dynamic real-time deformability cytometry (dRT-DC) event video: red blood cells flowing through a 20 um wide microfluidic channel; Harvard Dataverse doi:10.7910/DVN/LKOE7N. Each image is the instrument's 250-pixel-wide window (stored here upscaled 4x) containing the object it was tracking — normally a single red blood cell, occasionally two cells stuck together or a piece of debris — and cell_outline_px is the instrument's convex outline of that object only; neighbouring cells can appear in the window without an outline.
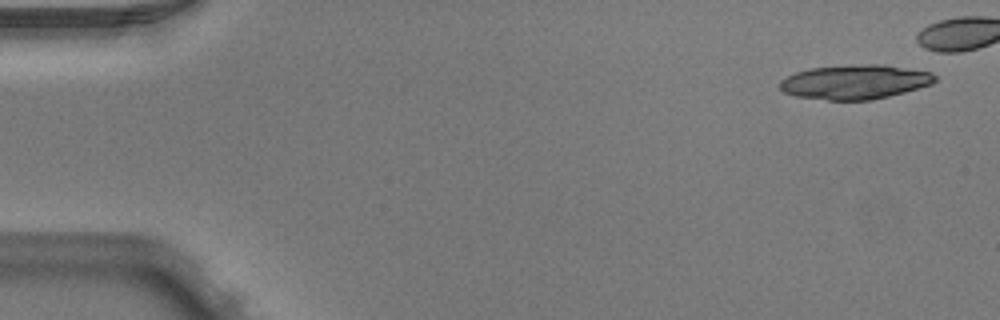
{"species": "Egyptian fruit bat (a non-hibernating species)", "species_latin": "Rousettus aegyptiacus", "temperature_condition": "warm", "stored_images_in_passage": 3, "camera_frame_rate_fps": 3000, "um_per_image_px": 0.085, "animal": {"sex": "male"}, "frame": {"image": 1, "passage_image": 1, "time_ms": 0.0, "image_size_px": [1000, 320], "cell_outline_px": [[936, 80], [932, 84], [904, 92], [872, 100], [828, 100], [796, 96], [784, 92], [780, 88], [780, 80], [796, 72], [808, 68], [868, 64], [880, 64], [932, 72], [936, 76]], "centroid_in_image_um": [72.67, 6.97], "position_along_channel_um": 12.3, "area_um2": 30.87}}